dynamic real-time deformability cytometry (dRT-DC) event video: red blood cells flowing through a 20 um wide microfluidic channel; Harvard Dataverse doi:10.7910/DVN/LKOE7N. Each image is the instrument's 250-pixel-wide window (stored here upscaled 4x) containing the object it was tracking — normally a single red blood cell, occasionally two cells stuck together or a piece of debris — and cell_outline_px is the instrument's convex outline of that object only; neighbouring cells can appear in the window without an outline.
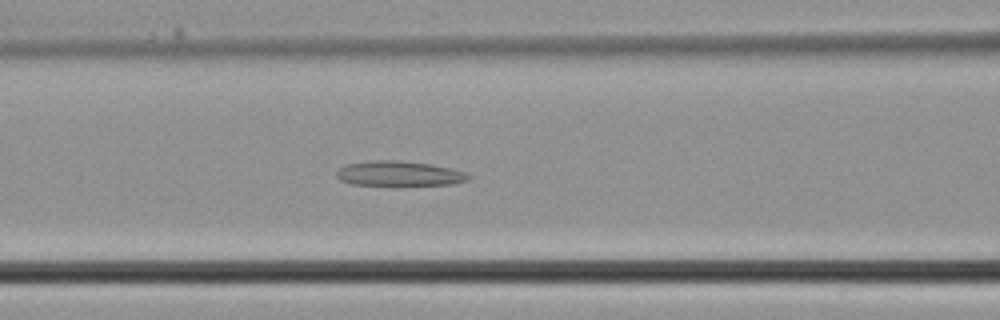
{"species": "common noctule bat (a hibernating species)", "species_latin": "Nyctalus noctula", "temperature_condition": "cold", "stored_images_in_passage": 35, "camera_frame_rate_fps": 3000, "um_per_image_px": 0.085, "animal": {"sex": "male", "body_mass_g": 21.5, "forearm_length_mm": 52.0}, "frame": {"image": 1, "passage_image": 13, "time_ms": 4.0, "image_size_px": [1000, 320], "cell_outline_px": [[472, 176], [468, 180], [452, 184], [396, 188], [352, 184], [340, 180], [336, 176], [336, 172], [344, 164], [372, 160], [396, 160], [432, 164], [452, 168], [468, 172]], "centroid_in_image_um": [33.95, 14.8], "position_along_channel_um": 132.6, "area_um2": 20.46}}
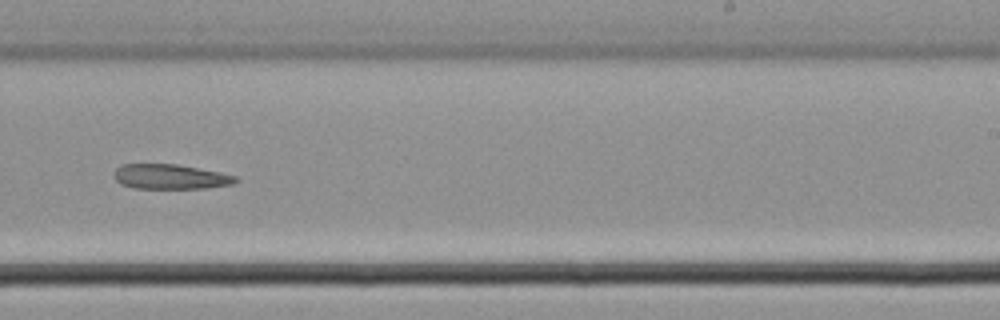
{"frame": {"image": 2, "passage_image": 21, "time_ms": 6.667, "image_size_px": [1000, 320], "cell_outline_px": [[240, 180], [236, 184], [208, 188], [132, 188], [120, 184], [112, 176], [112, 172], [120, 164], [176, 164], [220, 172], [236, 176]], "centroid_in_image_um": [14.47, 15.02], "position_along_channel_um": 274.5, "area_um2": 17.92}}
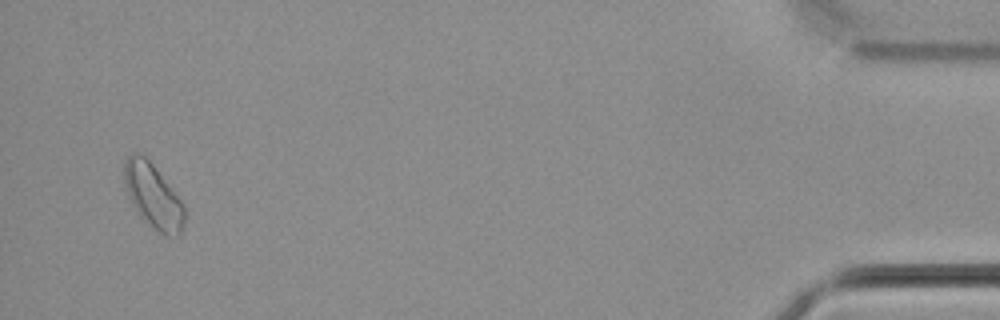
{"frame": {"image": 3, "passage_image": 34, "time_ms": 11.0, "image_size_px": [1000, 320], "cell_outline_px": [[184, 228], [180, 236], [164, 236], [156, 232], [136, 212], [128, 196], [124, 184], [124, 160], [128, 156], [136, 152], [140, 152], [152, 164], [180, 200], [184, 208]], "centroid_in_image_um": [12.99, 16.71], "position_along_channel_um": 422.2, "area_um2": 22.6}}